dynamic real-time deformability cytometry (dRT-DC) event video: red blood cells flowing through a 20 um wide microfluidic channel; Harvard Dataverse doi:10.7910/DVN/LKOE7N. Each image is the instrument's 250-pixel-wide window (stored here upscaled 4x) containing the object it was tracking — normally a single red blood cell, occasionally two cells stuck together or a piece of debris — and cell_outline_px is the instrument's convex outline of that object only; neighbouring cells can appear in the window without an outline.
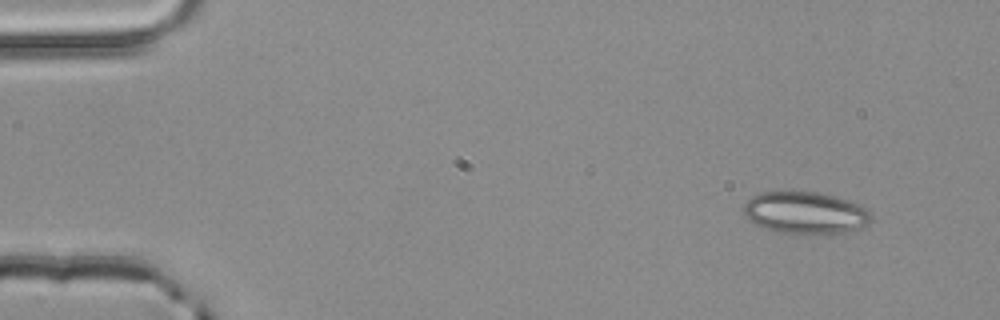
{"species": "common noctule bat (a hibernating species)", "species_latin": "Nyctalus noctula", "temperature_condition": "room temperature", "stored_images_in_passage": 4, "camera_frame_rate_fps": 3000, "um_per_image_px": 0.085, "animal": {"sex": "male", "body_mass_g": 20.4}, "frame": {"image": 1, "passage_image": 1, "time_ms": 0.0, "image_size_px": [1000, 320], "cell_outline_px": [[872, 220], [868, 224], [860, 228], [848, 232], [812, 236], [776, 232], [764, 228], [748, 220], [744, 212], [744, 204], [752, 196], [760, 192], [816, 192], [848, 200], [864, 208], [872, 216]], "centroid_in_image_um": [68.45, 18.13], "position_along_channel_um": 16.6, "area_um2": 31.62}}